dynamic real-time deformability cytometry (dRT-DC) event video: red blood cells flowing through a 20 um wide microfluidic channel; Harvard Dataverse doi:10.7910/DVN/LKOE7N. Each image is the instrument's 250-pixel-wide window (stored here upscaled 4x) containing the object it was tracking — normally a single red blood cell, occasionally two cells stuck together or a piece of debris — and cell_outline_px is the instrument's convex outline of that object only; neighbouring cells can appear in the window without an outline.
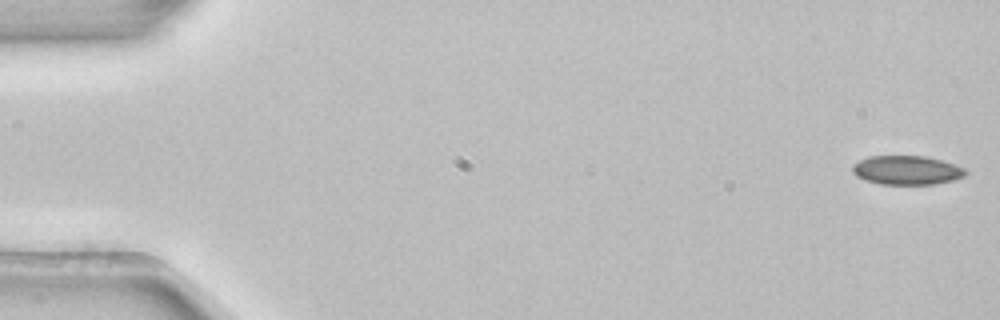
{"species": "common noctule bat (a hibernating species)", "species_latin": "Nyctalus noctula", "temperature_condition": "room temperature", "stored_images_in_passage": 6, "camera_frame_rate_fps": 3000, "um_per_image_px": 0.085, "animal": {"sex": "female", "body_mass_g": 22.7, "forearm_length_mm": 54.2}, "frame": {"image": 1, "passage_image": 1, "time_ms": 0.0, "image_size_px": [1000, 320], "cell_outline_px": [[968, 172], [964, 176], [952, 180], [932, 184], [880, 184], [856, 176], [852, 172], [852, 164], [868, 156], [924, 156], [940, 160], [964, 168]], "centroid_in_image_um": [77.04, 14.46], "position_along_channel_um": 8.0, "area_um2": 18.9}}